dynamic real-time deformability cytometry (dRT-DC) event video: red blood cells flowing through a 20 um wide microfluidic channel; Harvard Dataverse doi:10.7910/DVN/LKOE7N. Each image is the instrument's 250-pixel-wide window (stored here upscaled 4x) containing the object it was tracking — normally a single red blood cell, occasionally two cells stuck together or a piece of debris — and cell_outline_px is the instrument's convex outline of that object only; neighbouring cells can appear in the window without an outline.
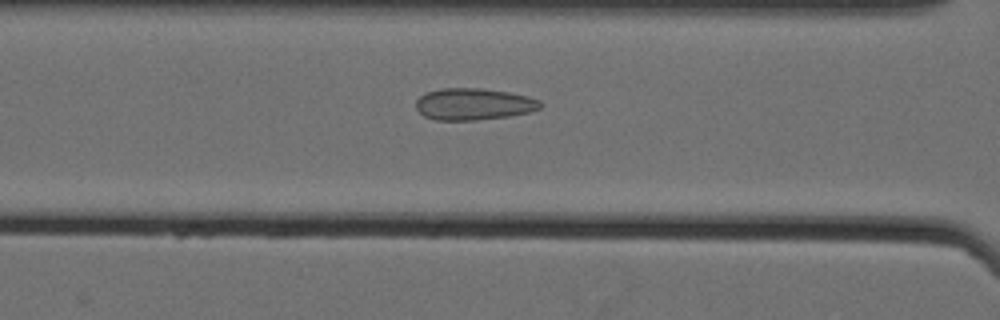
{"species": "Egyptian fruit bat (a non-hibernating species)", "species_latin": "Rousettus aegyptiacus", "temperature_condition": "cold", "stored_images_in_passage": 10, "camera_frame_rate_fps": 3000, "um_per_image_px": 0.085, "animal": {"sex": "female"}, "frame": {"image": 1, "passage_image": 5, "time_ms": 1.333, "image_size_px": [1000, 320], "cell_outline_px": [[544, 104], [540, 108], [528, 112], [508, 116], [476, 120], [436, 120], [424, 116], [416, 108], [416, 100], [420, 96], [428, 92], [440, 88], [480, 88], [508, 92], [528, 96], [540, 100]], "centroid_in_image_um": [40.26, 8.85], "position_along_channel_um": 126.3, "area_um2": 23.0}}
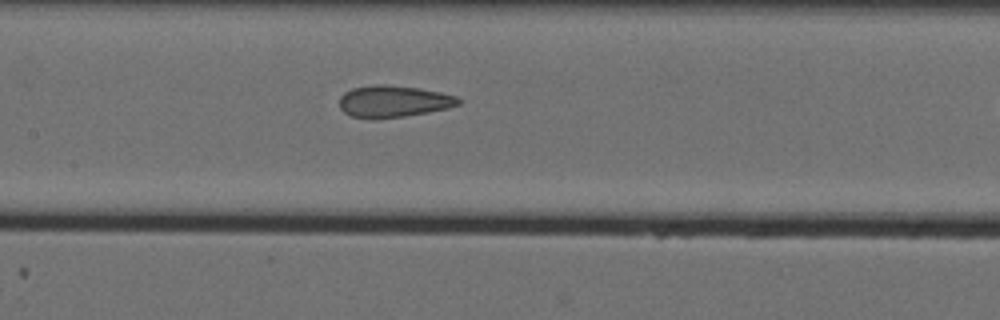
{"frame": {"image": 2, "passage_image": 9, "time_ms": 2.667, "image_size_px": [1000, 320], "cell_outline_px": [[460, 104], [448, 108], [428, 112], [404, 116], [372, 120], [352, 116], [344, 112], [340, 108], [340, 96], [344, 92], [352, 88], [372, 84], [384, 84], [420, 88], [440, 92], [456, 96], [460, 100]], "centroid_in_image_um": [33.41, 8.62], "position_along_channel_um": 174.0, "area_um2": 22.25}}